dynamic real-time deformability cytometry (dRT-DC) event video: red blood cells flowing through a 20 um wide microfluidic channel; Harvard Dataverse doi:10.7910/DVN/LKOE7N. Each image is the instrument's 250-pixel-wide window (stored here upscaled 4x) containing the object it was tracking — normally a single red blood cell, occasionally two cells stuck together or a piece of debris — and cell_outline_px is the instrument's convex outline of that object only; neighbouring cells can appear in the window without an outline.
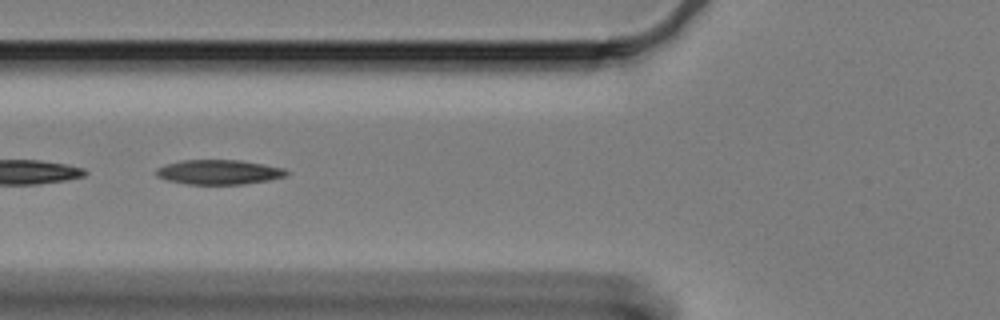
{"species": "Egyptian fruit bat (a non-hibernating species)", "species_latin": "Rousettus aegyptiacus", "temperature_condition": "cold", "stored_images_in_passage": 24, "camera_frame_rate_fps": 3000, "um_per_image_px": 0.085, "animal": {"sex": "female"}, "frame": {"image": 1, "passage_image": 8, "time_ms": 2.333, "image_size_px": [1000, 320], "cell_outline_px": [[292, 172], [288, 176], [268, 180], [244, 184], [188, 184], [168, 180], [156, 176], [156, 168], [164, 164], [180, 160], [240, 160], [264, 164], [284, 168]], "centroid_in_image_um": [18.63, 14.62], "position_along_channel_um": 107.2, "area_um2": 18.9}}